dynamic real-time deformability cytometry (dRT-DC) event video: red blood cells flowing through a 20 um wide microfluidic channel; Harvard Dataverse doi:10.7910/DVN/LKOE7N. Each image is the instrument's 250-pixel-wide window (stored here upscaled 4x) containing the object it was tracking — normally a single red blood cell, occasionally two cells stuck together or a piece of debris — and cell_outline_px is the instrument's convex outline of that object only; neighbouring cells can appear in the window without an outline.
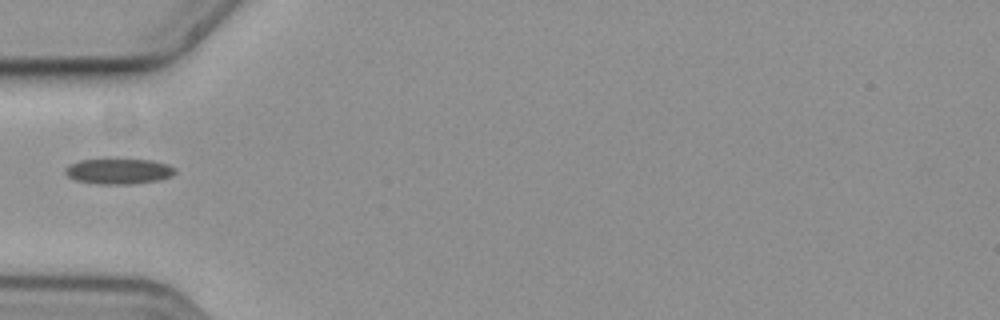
{"species": "common noctule bat (a hibernating species)", "species_latin": "Nyctalus noctula", "temperature_condition": "cold", "stored_images_in_passage": 34, "camera_frame_rate_fps": 3000, "um_per_image_px": 0.085, "animal": {"sex": "female", "body_mass_g": 19.3, "forearm_length_mm": 54.1}, "frame": {"image": 1, "passage_image": 1, "time_ms": 0.0, "image_size_px": [1000, 320], "cell_outline_px": [[176, 172], [172, 176], [160, 180], [128, 184], [96, 184], [76, 180], [68, 176], [64, 172], [64, 168], [68, 164], [80, 160], [152, 160], [168, 164], [176, 168]], "centroid_in_image_um": [10.09, 14.56], "position_along_channel_um": 74.9, "area_um2": 16.3}}
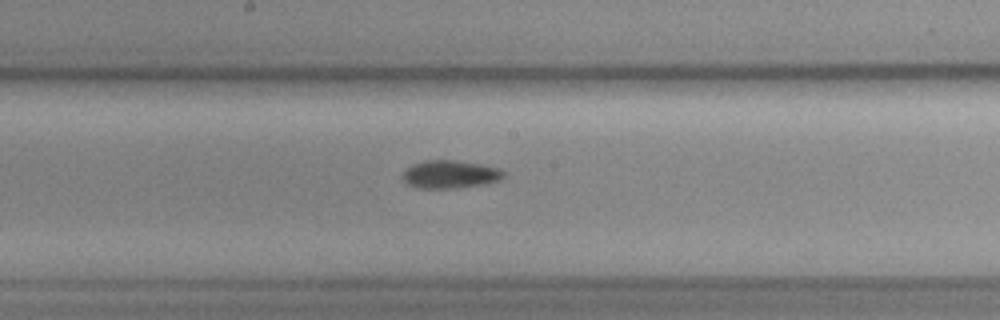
{"frame": {"image": 2, "passage_image": 12, "time_ms": 3.667, "image_size_px": [1000, 320], "cell_outline_px": [[504, 176], [500, 180], [480, 184], [452, 188], [420, 188], [408, 184], [404, 180], [404, 172], [412, 164], [424, 160], [456, 160], [480, 164], [500, 168], [504, 172]], "centroid_in_image_um": [38.27, 14.8], "position_along_channel_um": 209.9, "area_um2": 16.18}}
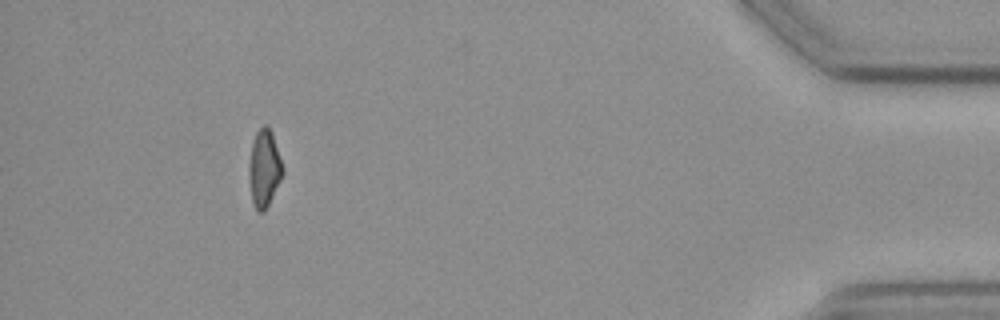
{"frame": {"image": 3, "passage_image": 34, "time_ms": 11.0, "image_size_px": [1000, 320], "cell_outline_px": [[284, 172], [264, 212], [256, 212], [252, 204], [248, 172], [248, 168], [252, 144], [256, 132], [264, 124], [268, 124], [272, 132]], "centroid_in_image_um": [22.43, 14.32], "position_along_channel_um": 412.8, "area_um2": 15.09}}